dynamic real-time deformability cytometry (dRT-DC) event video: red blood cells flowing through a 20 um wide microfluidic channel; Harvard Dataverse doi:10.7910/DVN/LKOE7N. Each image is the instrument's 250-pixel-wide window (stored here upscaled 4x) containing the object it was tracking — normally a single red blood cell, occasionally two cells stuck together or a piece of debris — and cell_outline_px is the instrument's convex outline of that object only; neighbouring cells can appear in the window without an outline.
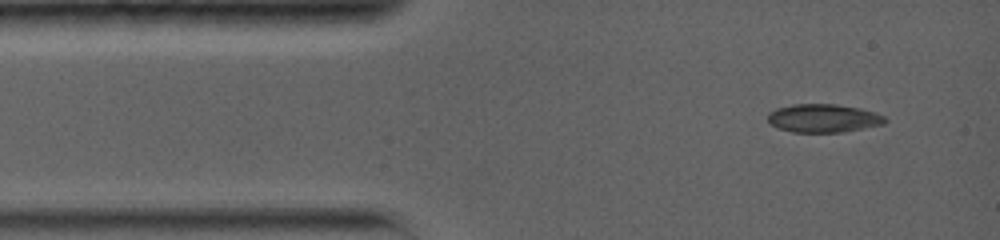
{"species": "common noctule bat (a hibernating species)", "species_latin": "Nyctalus noctula", "temperature_condition": "warm", "stored_images_in_passage": 4, "camera_frame_rate_fps": 5000, "um_per_image_px": 0.085, "animal": {"sex": "female", "body_mass_g": 19.0, "forearm_length_mm": 56.7}, "frame": {"image": 1, "passage_image": 1, "time_ms": 0.0, "image_size_px": [1000, 240], "cell_outline_px": [[888, 120], [884, 124], [844, 132], [792, 132], [768, 124], [768, 112], [776, 108], [792, 104], [836, 104], [860, 108], [884, 116]], "centroid_in_image_um": [69.96, 10.05], "position_along_channel_um": 15.0, "area_um2": 19.42}}
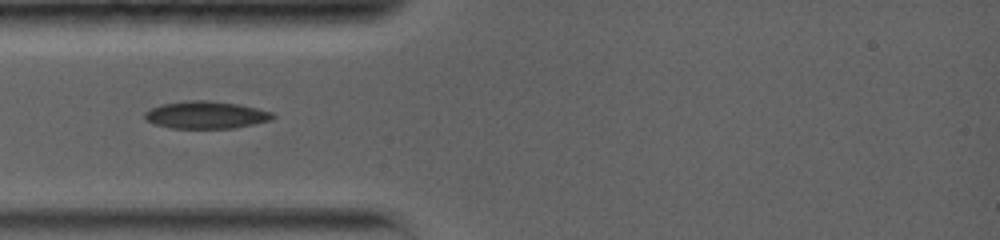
{"frame": {"image": 2, "passage_image": 3, "time_ms": 2.6, "image_size_px": [1000, 240], "cell_outline_px": [[276, 116], [272, 120], [232, 128], [168, 128], [152, 124], [144, 116], [144, 112], [160, 104], [184, 100], [208, 100], [236, 104], [256, 108], [272, 112]], "centroid_in_image_um": [17.47, 9.76], "position_along_channel_um": 67.5, "area_um2": 20.46}}
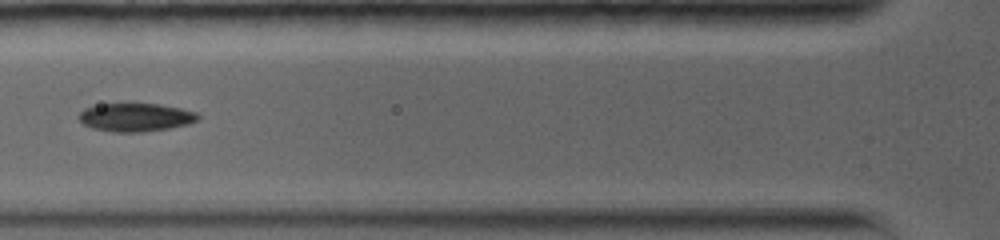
{"frame": {"image": 3, "passage_image": 4, "time_ms": 3.8, "image_size_px": [1000, 240], "cell_outline_px": [[200, 116], [196, 120], [188, 124], [168, 128], [140, 132], [112, 132], [92, 128], [84, 124], [76, 116], [84, 108], [100, 104], [160, 104], [180, 108], [196, 112]], "centroid_in_image_um": [11.49, 9.97], "position_along_channel_um": 114.3, "area_um2": 19.54}}